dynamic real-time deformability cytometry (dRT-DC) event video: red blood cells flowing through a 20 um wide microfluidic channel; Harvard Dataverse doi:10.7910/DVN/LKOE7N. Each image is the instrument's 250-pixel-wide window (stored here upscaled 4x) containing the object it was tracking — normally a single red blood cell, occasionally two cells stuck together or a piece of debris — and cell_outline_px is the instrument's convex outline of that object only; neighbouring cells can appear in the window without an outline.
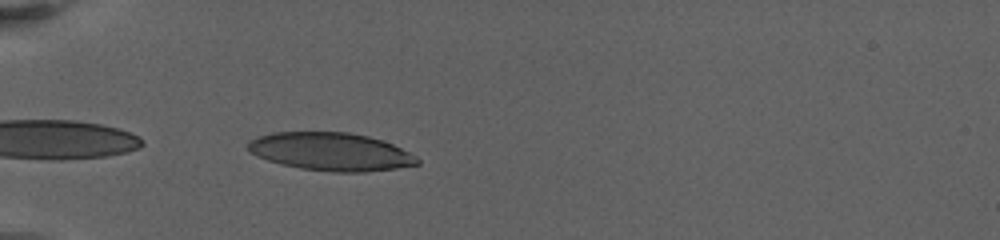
{"species": "human", "species_latin": "Homo sapiens", "temperature_condition": "warm", "stored_images_in_passage": 42, "camera_frame_rate_fps": 3000, "um_per_image_px": 0.085, "donor": {"sex": "female"}, "frame": {"image": 1, "passage_image": 2, "time_ms": 0.333, "image_size_px": [1000, 240], "cell_outline_px": [[420, 164], [396, 168], [364, 172], [332, 172], [300, 168], [280, 164], [256, 156], [248, 152], [248, 144], [252, 140], [260, 136], [272, 132], [348, 132], [368, 136], [392, 144], [416, 156], [420, 160]], "centroid_in_image_um": [28.11, 12.9], "position_along_channel_um": 56.9, "area_um2": 37.4}}
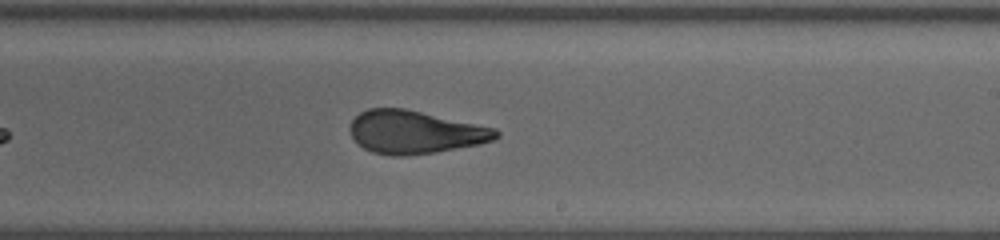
{"frame": {"image": 2, "passage_image": 22, "time_ms": 7.0, "image_size_px": [1000, 240], "cell_outline_px": [[500, 136], [492, 140], [480, 144], [436, 152], [404, 156], [392, 156], [372, 152], [364, 148], [352, 136], [348, 128], [352, 120], [360, 112], [368, 108], [404, 108], [496, 128], [500, 132]], "centroid_in_image_um": [35.27, 11.23], "position_along_channel_um": 253.7, "area_um2": 36.59}}
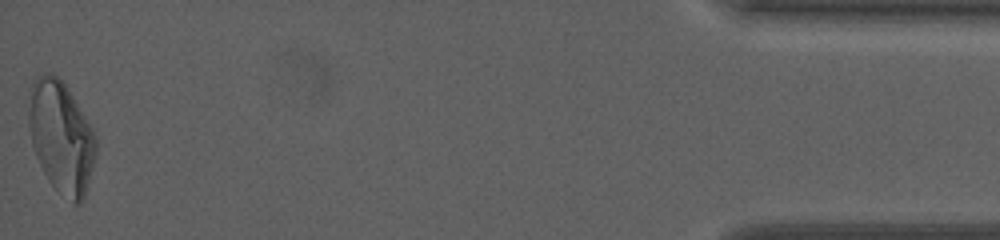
{"frame": {"image": 3, "passage_image": 42, "time_ms": 15.0, "image_size_px": [1000, 240], "cell_outline_px": [[96, 156], [84, 200], [80, 204], [72, 204], [48, 180], [36, 156], [32, 144], [28, 124], [28, 112], [32, 80], [36, 76], [44, 72], [52, 72], [64, 84], [72, 96], [92, 128], [96, 136]], "centroid_in_image_um": [5.2, 11.65], "position_along_channel_um": 430.0, "area_um2": 43.7}, "authors_computed_cell_mechanics": {"area_um2": 37.6856, "velocity_mm_per_s": 3.2121, "shape_relaxation_time_tau1_ms": 8.9387, "shape_relaxation_time_tau2_ms": 1.4264, "deformation_change_tau1": 0.2411, "deformation_change_tau2": 0.0995}}